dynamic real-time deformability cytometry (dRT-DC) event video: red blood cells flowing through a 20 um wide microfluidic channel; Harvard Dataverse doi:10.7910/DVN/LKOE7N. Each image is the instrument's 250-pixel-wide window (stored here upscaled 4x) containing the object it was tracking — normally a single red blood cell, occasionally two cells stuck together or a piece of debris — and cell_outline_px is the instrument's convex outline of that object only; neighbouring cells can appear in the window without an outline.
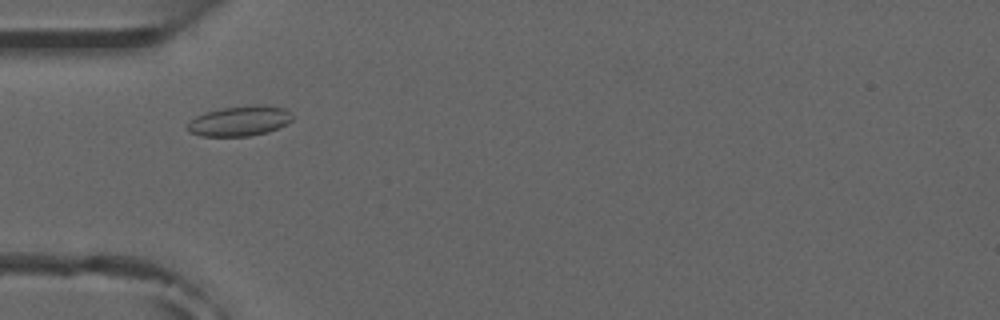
{"species": "common noctule bat (a hibernating species)", "species_latin": "Nyctalus noctula", "temperature_condition": "room temperature", "stored_images_in_passage": 4, "camera_frame_rate_fps": 3000, "um_per_image_px": 0.085, "animal": {"sex": "male", "forearm_length_mm": 52.5}, "frame": {"image": 1, "passage_image": 3, "time_ms": 2.333, "image_size_px": [1000, 320], "cell_outline_px": [[292, 120], [268, 132], [248, 136], [200, 136], [188, 132], [184, 128], [196, 116], [204, 112], [220, 108], [260, 104], [284, 108], [292, 116]], "centroid_in_image_um": [20.3, 10.28], "position_along_channel_um": 64.7, "area_um2": 18.38}}
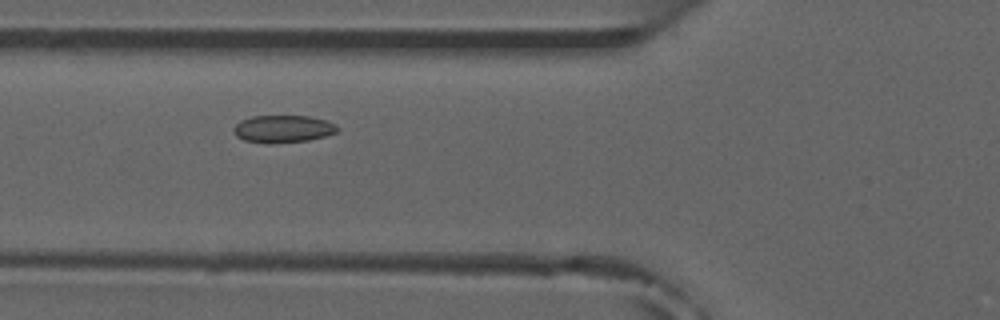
{"frame": {"image": 2, "passage_image": 4, "time_ms": 3.333, "image_size_px": [1000, 320], "cell_outline_px": [[340, 128], [336, 132], [324, 136], [308, 140], [264, 144], [244, 140], [236, 136], [232, 132], [232, 128], [240, 120], [252, 116], [308, 116], [324, 120], [336, 124]], "centroid_in_image_um": [24.01, 10.96], "position_along_channel_um": 101.8, "area_um2": 16.65}}